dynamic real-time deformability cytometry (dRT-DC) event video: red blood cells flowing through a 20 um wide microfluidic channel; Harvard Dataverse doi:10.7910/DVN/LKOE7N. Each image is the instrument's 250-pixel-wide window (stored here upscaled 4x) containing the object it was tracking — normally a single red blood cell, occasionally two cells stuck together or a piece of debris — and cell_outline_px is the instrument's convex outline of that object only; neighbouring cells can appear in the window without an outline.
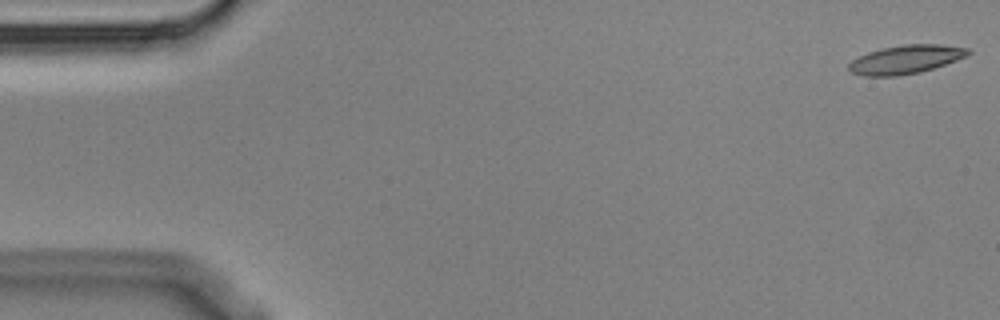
{"species": "Egyptian fruit bat (a non-hibernating species)", "species_latin": "Rousettus aegyptiacus", "temperature_condition": "cold", "stored_images_in_passage": 6, "camera_frame_rate_fps": 3000, "um_per_image_px": 0.085, "animal": {"sex": "male"}, "frame": {"image": 1, "passage_image": 1, "time_ms": 0.0, "image_size_px": [1000, 320], "cell_outline_px": [[972, 52], [968, 56], [920, 72], [900, 76], [864, 76], [852, 72], [848, 68], [848, 64], [852, 60], [868, 52], [884, 48], [904, 44], [940, 44], [968, 48]], "centroid_in_image_um": [77.0, 5.05], "position_along_channel_um": 8.0, "area_um2": 19.77}}